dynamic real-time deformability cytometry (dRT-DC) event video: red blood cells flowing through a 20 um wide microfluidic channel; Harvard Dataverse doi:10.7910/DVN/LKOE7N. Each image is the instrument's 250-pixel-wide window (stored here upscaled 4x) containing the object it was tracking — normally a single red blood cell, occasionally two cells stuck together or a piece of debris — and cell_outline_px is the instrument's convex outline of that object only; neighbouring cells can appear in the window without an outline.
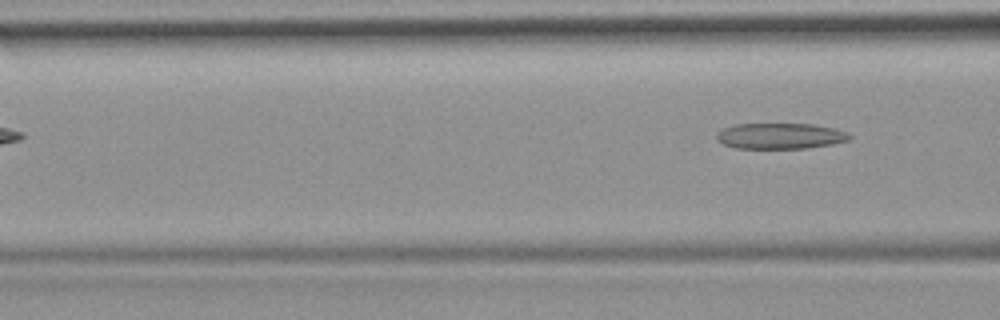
{"species": "common noctule bat (a hibernating species)", "species_latin": "Nyctalus noctula", "temperature_condition": "room temperature", "stored_images_in_passage": 7, "camera_frame_rate_fps": 3000, "um_per_image_px": 0.085, "animal": {"sex": "female", "body_mass_g": 19.9}, "frame": {"image": 1, "passage_image": 7, "time_ms": 8.0, "image_size_px": [1000, 320], "cell_outline_px": [[852, 136], [848, 140], [832, 144], [808, 148], [736, 148], [724, 144], [716, 140], [716, 132], [724, 128], [736, 124], [812, 124], [836, 128], [848, 132]], "centroid_in_image_um": [66.33, 11.55], "position_along_channel_um": 100.3, "area_um2": 20.06}}